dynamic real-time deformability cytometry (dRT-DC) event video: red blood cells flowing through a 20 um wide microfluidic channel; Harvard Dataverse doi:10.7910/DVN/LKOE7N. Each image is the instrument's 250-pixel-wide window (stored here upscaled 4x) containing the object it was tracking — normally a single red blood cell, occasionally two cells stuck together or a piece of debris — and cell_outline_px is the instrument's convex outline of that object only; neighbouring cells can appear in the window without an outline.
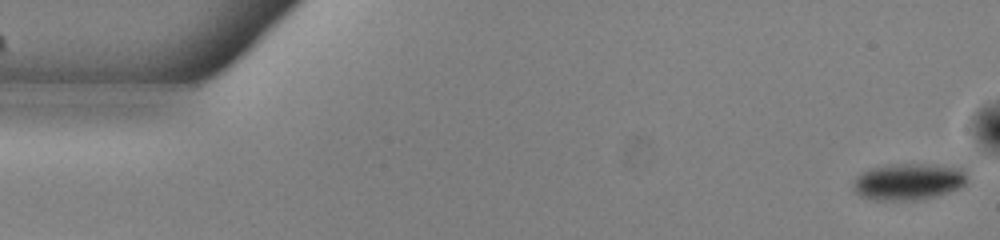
{"species": "common noctule bat (a hibernating species)", "species_latin": "Nyctalus noctula", "temperature_condition": "warm", "stored_images_in_passage": 53, "camera_frame_rate_fps": 3000, "um_per_image_px": 0.085, "animal": {"sex": "male", "body_mass_g": 13.0, "forearm_length_mm": 53.1}, "frame": {"image": 1, "passage_image": 1, "time_ms": 0.0, "image_size_px": [1000, 240], "cell_outline_px": [[968, 180], [964, 184], [956, 188], [936, 196], [916, 200], [872, 200], [860, 196], [852, 188], [856, 176], [872, 168], [896, 164], [968, 164]], "centroid_in_image_um": [77.34, 15.4], "position_along_channel_um": 7.7, "area_um2": 24.97}}
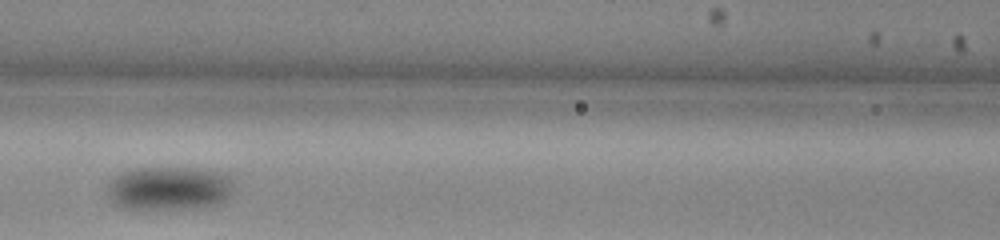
{"frame": {"image": 2, "passage_image": 23, "time_ms": 7.333, "image_size_px": [1000, 240], "cell_outline_px": [[232, 188], [228, 196], [212, 204], [176, 208], [124, 208], [108, 192], [108, 188], [112, 180], [120, 172], [136, 168], [188, 168], [220, 172], [228, 176]], "centroid_in_image_um": [14.35, 15.96], "position_along_channel_um": 152.3, "area_um2": 30.63}}
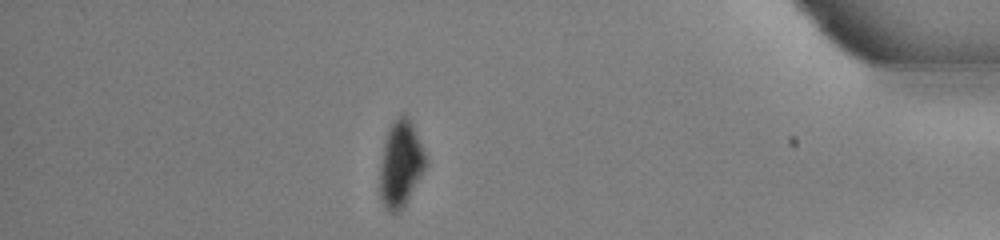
{"frame": {"image": 3, "passage_image": 46, "time_ms": 15.0, "image_size_px": [1000, 240], "cell_outline_px": [[428, 164], [400, 212], [388, 212], [380, 200], [380, 164], [384, 140], [388, 128], [392, 120], [400, 112], [404, 112], [408, 116], [412, 124], [428, 160]], "centroid_in_image_um": [34.04, 13.89], "position_along_channel_um": 401.2, "area_um2": 23.35}, "authors_computed_cell_mechanics": {"area_um2": 27.166, "velocity_mm_per_s": 3.8469, "shape_relaxation_time_tau1_ms": 2.2841, "shape_relaxation_time_tau2_ms": null, "deformation_change_tau1": 0.0715, "deformation_change_tau2": null}}